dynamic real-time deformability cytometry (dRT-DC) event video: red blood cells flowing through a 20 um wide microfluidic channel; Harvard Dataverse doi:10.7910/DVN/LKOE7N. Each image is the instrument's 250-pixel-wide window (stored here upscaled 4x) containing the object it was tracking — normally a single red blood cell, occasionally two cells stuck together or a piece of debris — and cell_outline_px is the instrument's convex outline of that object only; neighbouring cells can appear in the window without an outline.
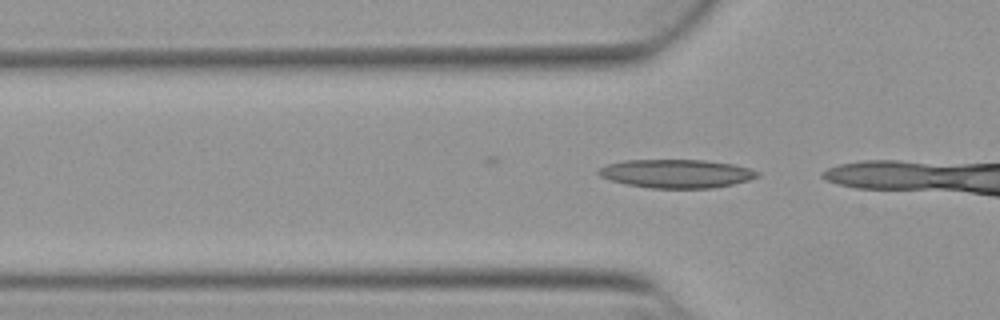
{"species": "Egyptian fruit bat (a non-hibernating species)", "species_latin": "Rousettus aegyptiacus", "temperature_condition": "warm", "stored_images_in_passage": 2, "camera_frame_rate_fps": 3000, "um_per_image_px": 0.085, "animal": {"sex": "female"}, "frame": {"image": 1, "passage_image": 2, "time_ms": 0.333, "image_size_px": [1000, 320], "cell_outline_px": [[760, 176], [748, 180], [732, 184], [712, 188], [652, 188], [628, 184], [612, 180], [600, 176], [596, 172], [600, 168], [608, 164], [624, 160], [704, 160], [732, 164], [748, 168], [760, 172]], "centroid_in_image_um": [57.51, 14.75], "position_along_channel_um": 68.3, "area_um2": 26.18}}